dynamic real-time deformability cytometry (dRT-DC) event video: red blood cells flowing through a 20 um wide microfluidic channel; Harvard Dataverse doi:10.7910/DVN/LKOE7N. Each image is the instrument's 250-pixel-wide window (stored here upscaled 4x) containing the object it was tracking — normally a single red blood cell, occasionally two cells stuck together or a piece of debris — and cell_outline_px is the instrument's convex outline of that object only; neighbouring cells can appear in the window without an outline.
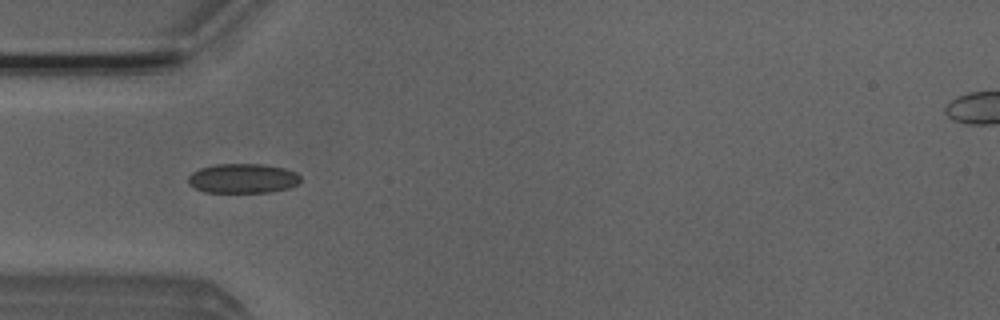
{"species": "Egyptian fruit bat (a non-hibernating species)", "species_latin": "Rousettus aegyptiacus", "temperature_condition": "room temperature", "stored_images_in_passage": 39, "camera_frame_rate_fps": 3000, "um_per_image_px": 0.085, "animal": {"sex": "male"}, "frame": {"image": 1, "passage_image": 3, "time_ms": 0.667, "image_size_px": [1000, 320], "cell_outline_px": [[300, 180], [296, 184], [288, 188], [268, 192], [204, 192], [188, 184], [188, 176], [192, 172], [200, 168], [216, 164], [264, 164], [284, 168], [296, 172], [300, 176]], "centroid_in_image_um": [20.62, 15.16], "position_along_channel_um": 64.4, "area_um2": 19.31}}
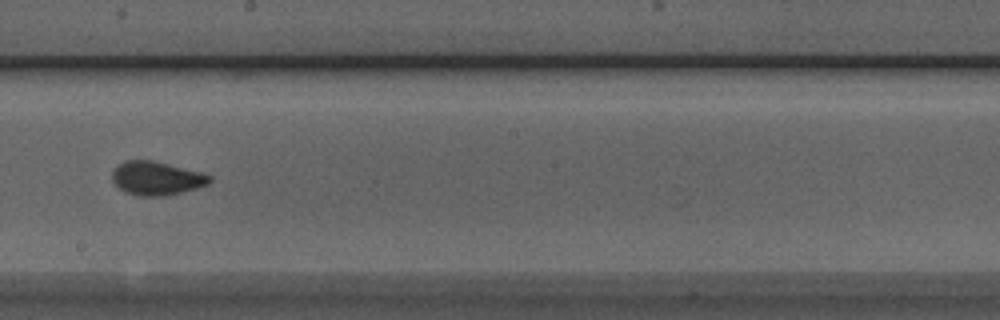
{"frame": {"image": 2, "passage_image": 16, "time_ms": 5.0, "image_size_px": [1000, 320], "cell_outline_px": [[212, 180], [208, 184], [196, 188], [164, 196], [140, 196], [124, 192], [112, 180], [112, 172], [124, 160], [152, 160], [200, 172], [212, 176]], "centroid_in_image_um": [13.3, 15.15], "position_along_channel_um": 234.9, "area_um2": 18.9}}
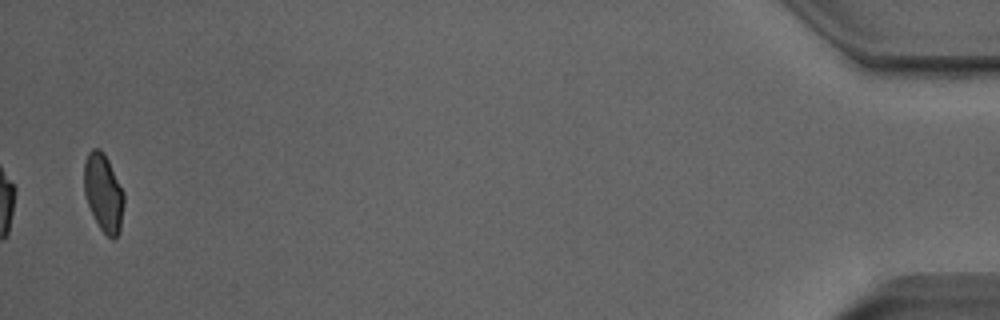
{"frame": {"image": 3, "passage_image": 38, "time_ms": 12.333, "image_size_px": [1000, 320], "cell_outline_px": [[124, 204], [120, 232], [112, 240], [100, 228], [88, 204], [84, 192], [84, 164], [88, 152], [92, 148], [100, 148], [104, 152], [124, 192]], "centroid_in_image_um": [8.8, 16.36], "position_along_channel_um": 426.4, "area_um2": 18.03}, "authors_computed_cell_mechanics": {"area_um2": 18.7272, "velocity_mm_per_s": 3.9348, "shape_relaxation_time_tau1_ms": 3.2997, "shape_relaxation_time_tau2_ms": null, "deformation_change_tau1": 0.1092, "deformation_change_tau2": null}}